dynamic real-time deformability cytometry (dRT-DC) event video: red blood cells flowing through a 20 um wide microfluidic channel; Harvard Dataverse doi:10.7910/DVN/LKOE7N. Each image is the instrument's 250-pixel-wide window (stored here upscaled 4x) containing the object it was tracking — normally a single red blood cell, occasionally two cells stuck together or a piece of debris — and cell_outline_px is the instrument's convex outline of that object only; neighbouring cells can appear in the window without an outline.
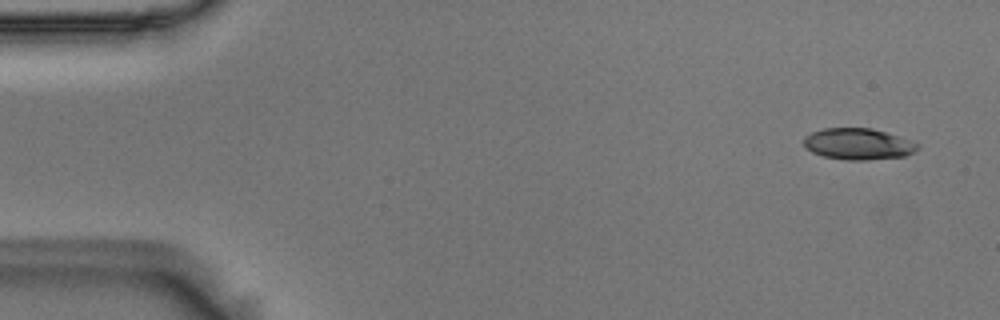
{"species": "Egyptian fruit bat (a non-hibernating species)", "species_latin": "Rousettus aegyptiacus", "temperature_condition": "room temperature", "stored_images_in_passage": 5, "camera_frame_rate_fps": 3000, "um_per_image_px": 0.085, "animal": {"sex": "male"}, "frame": {"image": 1, "passage_image": 1, "time_ms": 0.0, "image_size_px": [1000, 320], "cell_outline_px": [[916, 148], [912, 152], [904, 156], [868, 160], [844, 160], [824, 156], [812, 152], [804, 144], [804, 136], [812, 132], [824, 128], [872, 128], [908, 140], [916, 144]], "centroid_in_image_um": [72.87, 12.24], "position_along_channel_um": 12.1, "area_um2": 20.35}}
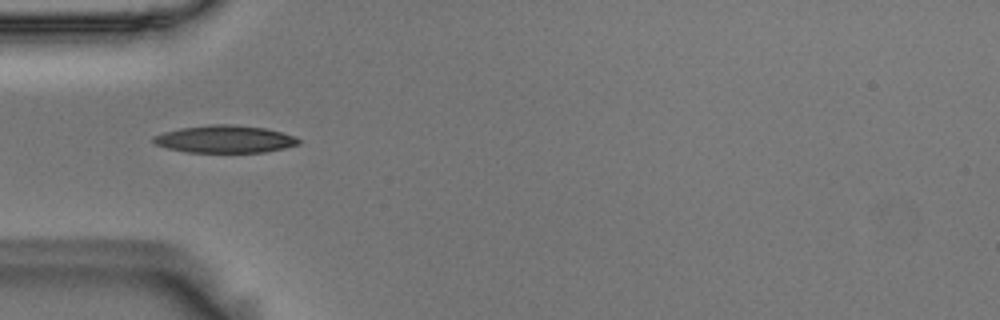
{"frame": {"image": 2, "passage_image": 5, "time_ms": 1.333, "image_size_px": [1000, 320], "cell_outline_px": [[300, 144], [284, 148], [264, 152], [188, 152], [168, 148], [156, 144], [152, 140], [152, 136], [164, 132], [180, 128], [208, 124], [232, 124], [264, 128], [296, 136], [300, 140]], "centroid_in_image_um": [19.11, 11.82], "position_along_channel_um": 65.9, "area_um2": 23.18}}